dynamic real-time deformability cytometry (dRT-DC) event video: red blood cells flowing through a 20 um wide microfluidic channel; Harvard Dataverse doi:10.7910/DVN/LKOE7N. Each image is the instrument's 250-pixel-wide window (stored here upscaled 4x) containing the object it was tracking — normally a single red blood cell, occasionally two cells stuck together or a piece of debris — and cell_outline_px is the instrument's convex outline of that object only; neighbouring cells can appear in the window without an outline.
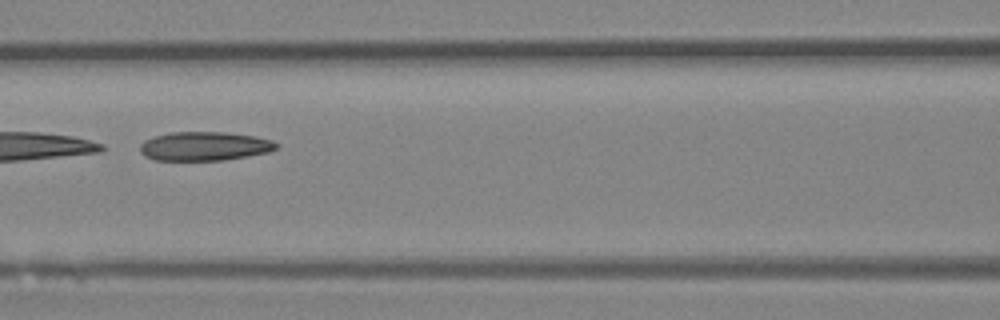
{"species": "Egyptian fruit bat (a non-hibernating species)", "species_latin": "Rousettus aegyptiacus", "temperature_condition": "room temperature", "stored_images_in_passage": 37, "camera_frame_rate_fps": 3000, "um_per_image_px": 0.085, "animal": {"sex": "female"}, "frame": {"image": 1, "passage_image": 11, "time_ms": 3.333, "image_size_px": [1000, 320], "cell_outline_px": [[280, 144], [276, 148], [268, 152], [224, 160], [156, 160], [144, 156], [140, 152], [140, 144], [144, 140], [156, 136], [172, 132], [224, 132], [256, 136], [272, 140]], "centroid_in_image_um": [17.38, 12.42], "position_along_channel_um": 149.2, "area_um2": 22.95}, "authors_computed_cell_mechanics": {"area_um2": 23.698, "velocity_mm_per_s": 4.1925, "shape_relaxation_time_tau1_ms": 0.3786, "shape_relaxation_time_tau2_ms": 4.9873, "deformation_change_tau1": 0.2416, "deformation_change_tau2": 0.1178}}